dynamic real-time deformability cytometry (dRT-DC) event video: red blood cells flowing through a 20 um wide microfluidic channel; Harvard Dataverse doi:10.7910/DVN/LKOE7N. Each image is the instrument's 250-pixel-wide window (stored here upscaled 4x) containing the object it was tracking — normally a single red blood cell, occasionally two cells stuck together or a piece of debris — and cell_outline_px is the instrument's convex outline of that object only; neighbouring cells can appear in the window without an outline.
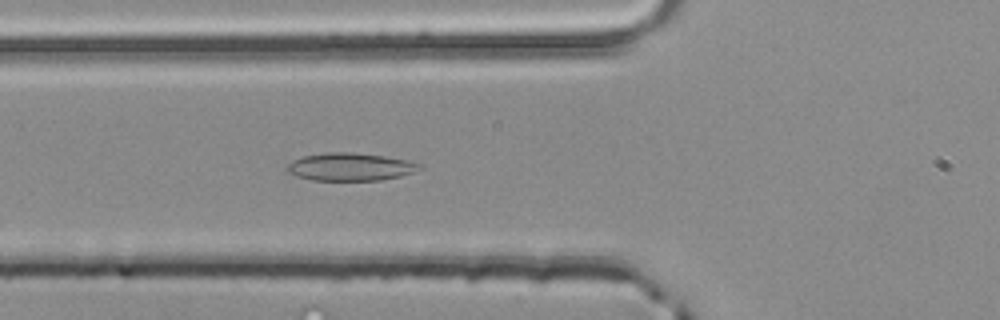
{"species": "common noctule bat (a hibernating species)", "species_latin": "Nyctalus noctula", "temperature_condition": "room temperature", "stored_images_in_passage": 43, "camera_frame_rate_fps": 3000, "um_per_image_px": 0.085, "animal": {"sex": "male", "body_mass_g": 20.4}, "frame": {"image": 1, "passage_image": 10, "time_ms": 3.0, "image_size_px": [1000, 320], "cell_outline_px": [[424, 168], [400, 176], [380, 180], [312, 180], [296, 176], [284, 172], [284, 168], [292, 160], [304, 156], [328, 152], [348, 152], [384, 156], [408, 160], [424, 164]], "centroid_in_image_um": [29.75, 14.18], "position_along_channel_um": 96.0, "area_um2": 21.62}}
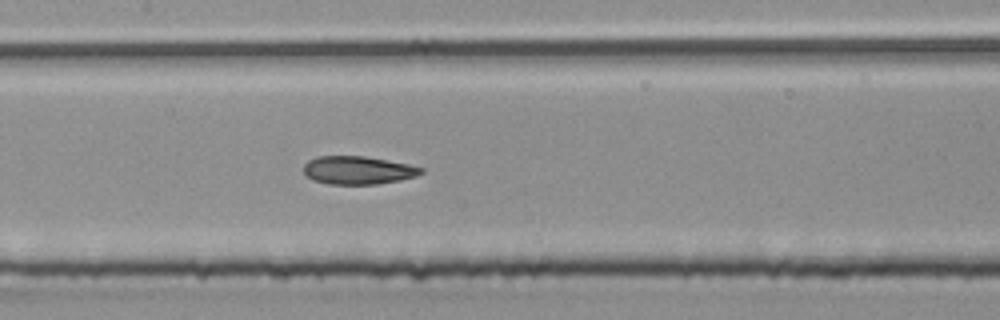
{"frame": {"image": 2, "passage_image": 16, "time_ms": 5.0, "image_size_px": [1000, 320], "cell_outline_px": [[424, 172], [416, 176], [400, 180], [376, 184], [328, 184], [312, 180], [304, 172], [304, 164], [308, 160], [316, 156], [364, 156], [408, 164], [424, 168]], "centroid_in_image_um": [30.42, 14.47], "position_along_channel_um": 177.0, "area_um2": 19.25}}
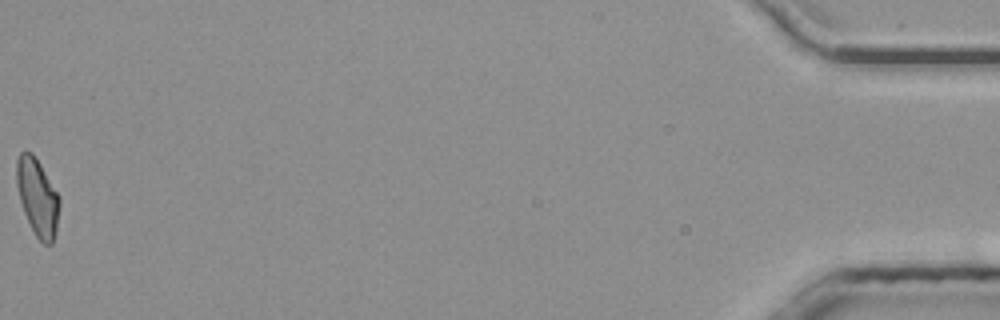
{"frame": {"image": 3, "passage_image": 43, "time_ms": 14.0, "image_size_px": [1000, 320], "cell_outline_px": [[60, 204], [56, 228], [52, 244], [44, 244], [36, 236], [24, 212], [20, 200], [16, 184], [16, 160], [20, 152], [32, 152], [40, 164], [60, 196]], "centroid_in_image_um": [3.18, 16.74], "position_along_channel_um": 432.0, "area_um2": 19.13}, "authors_computed_cell_mechanics": {"area_um2": 19.5942, "velocity_mm_per_s": 4.0202, "shape_relaxation_time_tau1_ms": 7.2285, "shape_relaxation_time_tau2_ms": 2.165, "deformation_change_tau1": 0.1894, "deformation_change_tau2": 0.0876}}